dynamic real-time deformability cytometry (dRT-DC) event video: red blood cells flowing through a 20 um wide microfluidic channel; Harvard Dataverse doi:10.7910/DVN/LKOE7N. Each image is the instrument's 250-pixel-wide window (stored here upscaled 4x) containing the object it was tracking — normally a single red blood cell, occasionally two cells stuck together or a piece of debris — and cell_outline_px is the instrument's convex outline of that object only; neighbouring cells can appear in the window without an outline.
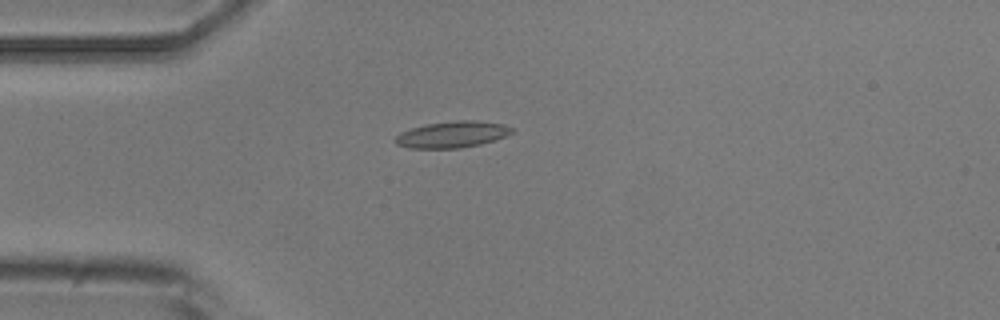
{"species": "common noctule bat (a hibernating species)", "species_latin": "Nyctalus noctula", "temperature_condition": "room temperature", "stored_images_in_passage": 6, "camera_frame_rate_fps": 3000, "um_per_image_px": 0.085, "animal": {"sex": "male", "body_mass_g": 20.5, "forearm_length_mm": 52.5}, "frame": {"image": 1, "passage_image": 4, "time_ms": 3.667, "image_size_px": [1000, 320], "cell_outline_px": [[512, 132], [504, 136], [480, 144], [460, 148], [408, 148], [396, 144], [396, 136], [400, 132], [424, 124], [456, 120], [476, 120], [504, 124], [512, 128]], "centroid_in_image_um": [38.41, 11.42], "position_along_channel_um": 46.6, "area_um2": 17.8}}
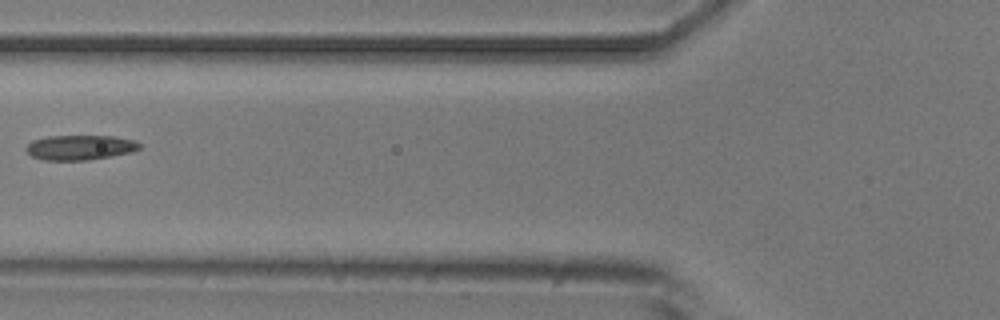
{"frame": {"image": 2, "passage_image": 6, "time_ms": 6.0, "image_size_px": [1000, 320], "cell_outline_px": [[140, 148], [132, 152], [112, 156], [88, 160], [44, 160], [32, 156], [24, 148], [32, 140], [48, 136], [112, 136], [132, 140], [140, 144]], "centroid_in_image_um": [6.78, 12.54], "position_along_channel_um": 119.0, "area_um2": 16.36}}